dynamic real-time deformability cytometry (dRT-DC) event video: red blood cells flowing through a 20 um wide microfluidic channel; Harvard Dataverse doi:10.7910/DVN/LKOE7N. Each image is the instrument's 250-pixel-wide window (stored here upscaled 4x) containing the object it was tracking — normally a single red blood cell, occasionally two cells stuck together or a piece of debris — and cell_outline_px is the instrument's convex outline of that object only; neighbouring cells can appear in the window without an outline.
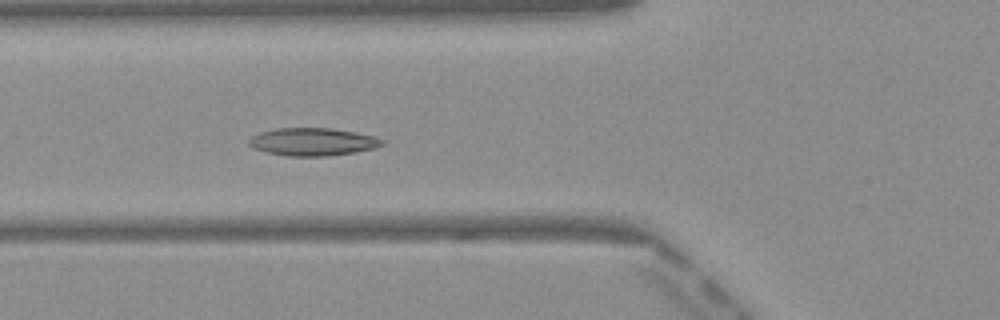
{"species": "Egyptian fruit bat (a non-hibernating species)", "species_latin": "Rousettus aegyptiacus", "temperature_condition": "warm", "stored_images_in_passage": 51, "camera_frame_rate_fps": 3000, "um_per_image_px": 0.085, "frame": {"image": 1, "passage_image": 19, "time_ms": 6.0, "image_size_px": [1000, 320], "cell_outline_px": [[384, 144], [376, 148], [356, 152], [328, 156], [288, 156], [268, 152], [252, 148], [248, 144], [248, 140], [252, 136], [260, 132], [276, 128], [332, 128], [356, 132], [376, 136], [384, 140]], "centroid_in_image_um": [26.61, 12.05], "position_along_channel_um": 99.2, "area_um2": 21.73}}
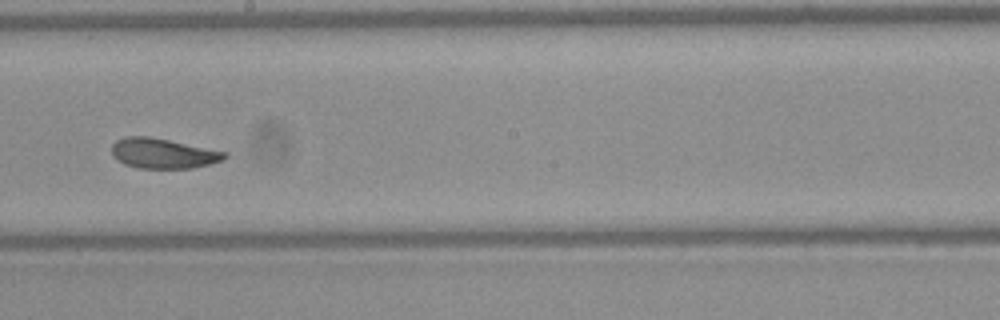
{"frame": {"image": 2, "passage_image": 29, "time_ms": 9.333, "image_size_px": [1000, 320], "cell_outline_px": [[228, 156], [224, 160], [192, 168], [140, 168], [124, 164], [112, 156], [112, 144], [116, 140], [124, 136], [148, 136], [228, 152]], "centroid_in_image_um": [13.85, 13.03], "position_along_channel_um": 234.3, "area_um2": 19.77}}
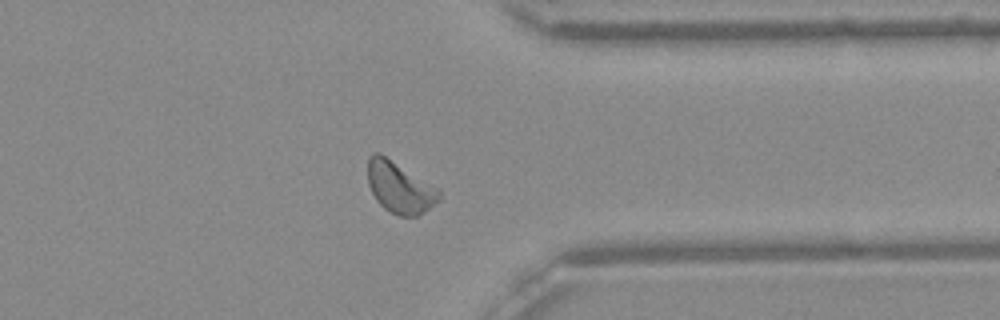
{"frame": {"image": 3, "passage_image": 40, "time_ms": 13.0, "image_size_px": [1000, 320], "cell_outline_px": [[440, 200], [416, 216], [400, 216], [384, 208], [376, 200], [368, 184], [368, 156], [372, 152], [380, 152], [440, 188]], "centroid_in_image_um": [33.97, 15.89], "position_along_channel_um": 377.4, "area_um2": 21.5}, "authors_computed_cell_mechanics": {"area_um2": 20.808, "velocity_mm_per_s": 4.0396, "shape_relaxation_time_tau1_ms": 3.3123, "shape_relaxation_time_tau2_ms": 2.4868, "deformation_change_tau1": 0.1006, "deformation_change_tau2": 0.0737}}